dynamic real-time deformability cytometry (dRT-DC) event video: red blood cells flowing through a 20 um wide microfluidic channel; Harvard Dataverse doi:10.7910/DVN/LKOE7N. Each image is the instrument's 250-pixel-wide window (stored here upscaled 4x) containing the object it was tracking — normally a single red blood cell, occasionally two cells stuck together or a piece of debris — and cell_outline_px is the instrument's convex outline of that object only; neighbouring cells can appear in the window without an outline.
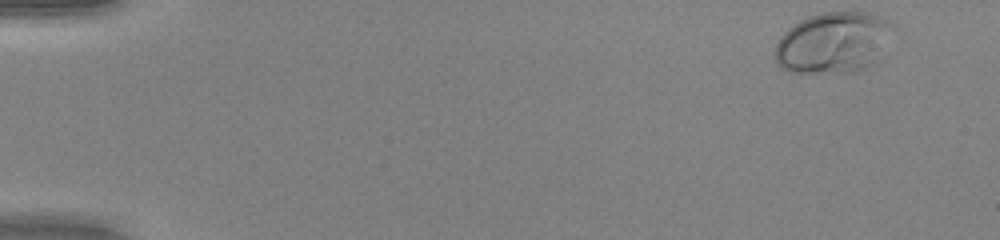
{"species": "human", "species_latin": "Homo sapiens", "temperature_condition": "warm", "stored_images_in_passage": 48, "camera_frame_rate_fps": 3000, "um_per_image_px": 0.085, "donor": {"sex": "female"}, "frame": {"image": 1, "passage_image": 1, "time_ms": 0.0, "image_size_px": [1000, 240], "cell_outline_px": [[896, 28], [888, 60], [856, 72], [792, 72], [780, 68], [776, 64], [772, 52], [780, 36], [788, 28], [800, 20], [808, 16], [820, 12], [872, 12], [888, 20]], "centroid_in_image_um": [70.98, 3.64], "position_along_channel_um": 14.0, "area_um2": 44.27}}
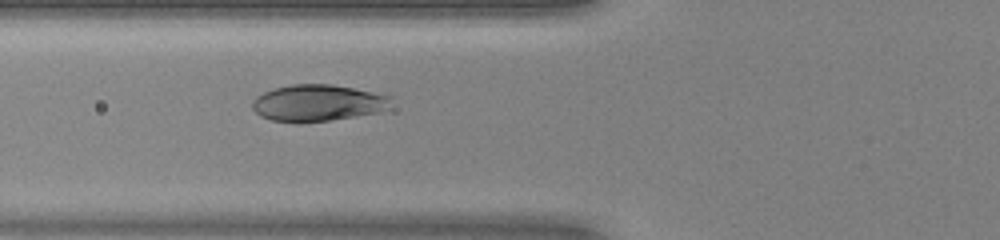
{"frame": {"image": 2, "passage_image": 18, "time_ms": 5.667, "image_size_px": [1000, 240], "cell_outline_px": [[392, 96], [388, 108], [380, 112], [332, 120], [272, 120], [260, 116], [252, 108], [252, 100], [256, 96], [264, 92], [276, 88], [292, 84], [332, 84]], "centroid_in_image_um": [27.02, 8.72], "position_along_channel_um": 98.8, "area_um2": 28.96}}
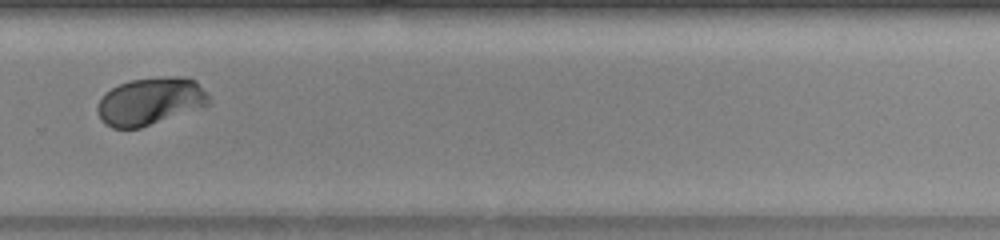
{"frame": {"image": 3, "passage_image": 34, "time_ms": 11.0, "image_size_px": [1000, 240], "cell_outline_px": [[212, 104], [140, 128], [112, 128], [104, 124], [100, 120], [96, 112], [96, 108], [104, 92], [120, 84], [132, 80], [160, 76], [184, 76], [196, 80], [212, 100]], "centroid_in_image_um": [12.78, 8.6], "position_along_channel_um": 317.0, "area_um2": 31.21}, "authors_computed_cell_mechanics": {"area_um2": 30.4028, "velocity_mm_per_s": 4.0911, "shape_relaxation_time_tau1_ms": 2.0074, "shape_relaxation_time_tau2_ms": null, "deformation_change_tau1": 0.1597, "deformation_change_tau2": null}}